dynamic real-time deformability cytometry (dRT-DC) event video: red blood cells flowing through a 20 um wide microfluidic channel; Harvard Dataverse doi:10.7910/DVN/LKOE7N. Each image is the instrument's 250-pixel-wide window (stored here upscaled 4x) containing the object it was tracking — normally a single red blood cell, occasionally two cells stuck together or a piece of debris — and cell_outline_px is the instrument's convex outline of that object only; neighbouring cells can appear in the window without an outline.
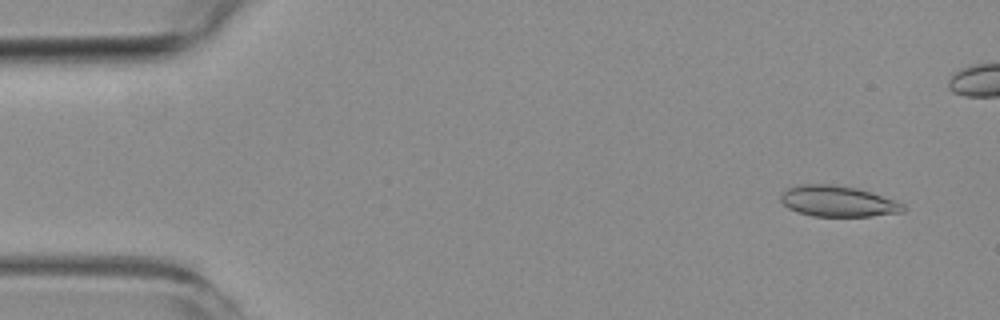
{"species": "common noctule bat (a hibernating species)", "species_latin": "Nyctalus noctula", "temperature_condition": "room temperature", "stored_images_in_passage": 5, "camera_frame_rate_fps": 3000, "um_per_image_px": 0.085, "animal": {"sex": "female", "body_mass_g": 19.3, "forearm_length_mm": 54.1}, "frame": {"image": 1, "passage_image": 1, "time_ms": 0.0, "image_size_px": [1000, 320], "cell_outline_px": [[904, 212], [872, 216], [812, 216], [796, 212], [788, 208], [780, 200], [780, 192], [784, 188], [800, 184], [832, 184], [856, 188], [872, 192], [904, 204]], "centroid_in_image_um": [71.16, 17.1], "position_along_channel_um": 13.8, "area_um2": 22.25}}
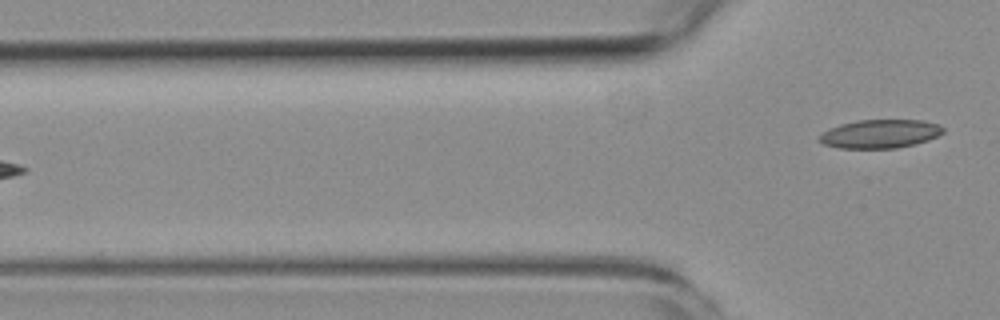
{"frame": {"image": 2, "passage_image": 5, "time_ms": 6.0, "image_size_px": [1000, 320], "cell_outline_px": [[944, 132], [928, 140], [916, 144], [896, 148], [836, 148], [824, 144], [816, 140], [824, 132], [840, 124], [856, 120], [920, 120], [936, 124], [944, 128]], "centroid_in_image_um": [74.79, 11.38], "position_along_channel_um": 51.0, "area_um2": 20.52}}